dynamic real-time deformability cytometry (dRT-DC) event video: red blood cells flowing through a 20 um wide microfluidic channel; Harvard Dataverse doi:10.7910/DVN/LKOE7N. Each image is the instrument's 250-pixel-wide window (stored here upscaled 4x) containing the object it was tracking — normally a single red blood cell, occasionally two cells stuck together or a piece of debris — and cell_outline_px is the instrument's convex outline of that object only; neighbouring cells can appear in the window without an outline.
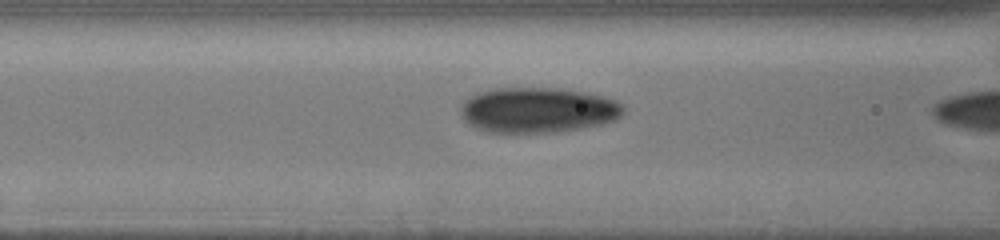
{"species": "human", "species_latin": "Homo sapiens", "temperature_condition": "cold", "stored_images_in_passage": 13, "camera_frame_rate_fps": 3000, "um_per_image_px": 0.085, "donor": {"sex": "male"}, "frame": {"image": 1, "passage_image": 12, "time_ms": 5.333, "image_size_px": [1000, 240], "cell_outline_px": [[624, 112], [616, 120], [604, 124], [556, 132], [484, 132], [468, 124], [464, 120], [460, 112], [460, 108], [464, 100], [476, 92], [496, 88], [560, 88], [604, 96], [616, 100], [624, 104]], "centroid_in_image_um": [45.71, 9.35], "position_along_channel_um": 120.9, "area_um2": 43.35}}